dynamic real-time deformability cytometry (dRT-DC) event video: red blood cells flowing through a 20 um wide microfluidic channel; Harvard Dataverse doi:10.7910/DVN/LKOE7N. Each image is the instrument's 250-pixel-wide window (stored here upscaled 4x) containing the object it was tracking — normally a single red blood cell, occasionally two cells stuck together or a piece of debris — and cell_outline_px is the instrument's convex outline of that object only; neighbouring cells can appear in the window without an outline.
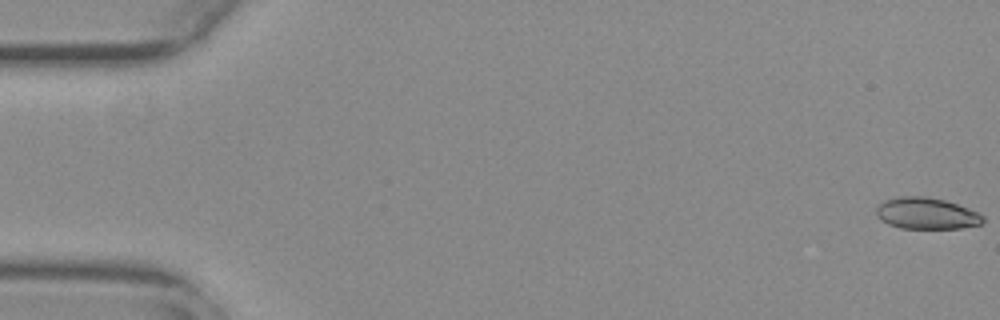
{"species": "common noctule bat (a hibernating species)", "species_latin": "Nyctalus noctula", "temperature_condition": "warm", "stored_images_in_passage": 55, "camera_frame_rate_fps": 3000, "um_per_image_px": 0.085, "animal": {"sex": "female", "body_mass_g": 29.2, "forearm_length_mm": 56.3}, "frame": {"image": 1, "passage_image": 1, "time_ms": 0.0, "image_size_px": [1000, 320], "cell_outline_px": [[984, 220], [980, 224], [960, 228], [900, 228], [888, 224], [880, 220], [876, 216], [876, 208], [884, 200], [896, 196], [924, 196], [944, 200], [968, 208], [984, 216]], "centroid_in_image_um": [78.7, 18.13], "position_along_channel_um": 6.3, "area_um2": 19.54}}
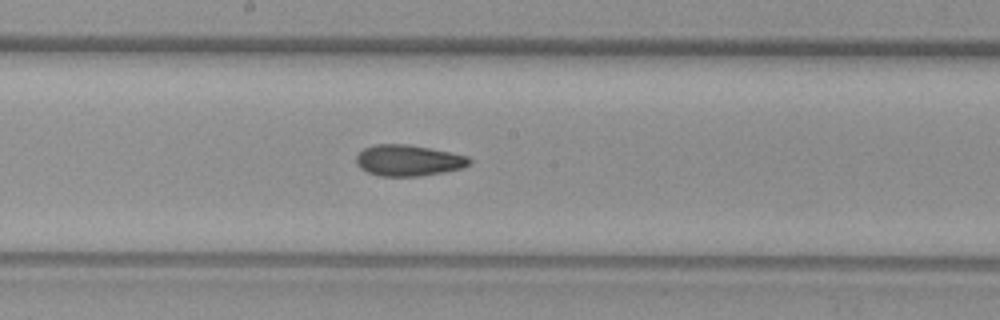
{"frame": {"image": 2, "passage_image": 30, "time_ms": 9.667, "image_size_px": [1000, 320], "cell_outline_px": [[472, 164], [464, 168], [444, 172], [420, 176], [380, 176], [368, 172], [360, 168], [356, 164], [356, 156], [364, 148], [376, 144], [408, 144], [468, 156], [472, 160]], "centroid_in_image_um": [34.73, 13.64], "position_along_channel_um": 213.5, "area_um2": 20.58}}
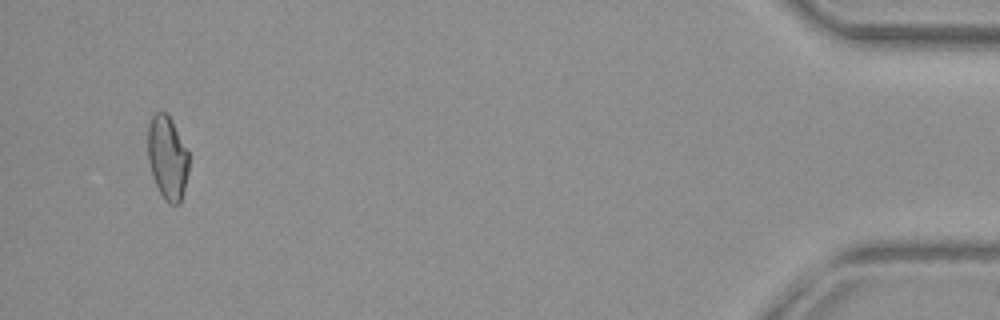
{"frame": {"image": 3, "passage_image": 53, "time_ms": 17.333, "image_size_px": [1000, 320], "cell_outline_px": [[188, 172], [180, 204], [168, 204], [164, 200], [152, 176], [148, 160], [148, 124], [152, 116], [156, 112], [168, 112], [188, 152]], "centroid_in_image_um": [14.22, 13.4], "position_along_channel_um": 421.0, "area_um2": 20.0}, "authors_computed_cell_mechanics": {"area_um2": 20.3456, "velocity_mm_per_s": 3.797, "shape_relaxation_time_tau1_ms": null, "shape_relaxation_time_tau2_ms": 2.6098, "deformation_change_tau1": null, "deformation_change_tau2": 0.0869}}